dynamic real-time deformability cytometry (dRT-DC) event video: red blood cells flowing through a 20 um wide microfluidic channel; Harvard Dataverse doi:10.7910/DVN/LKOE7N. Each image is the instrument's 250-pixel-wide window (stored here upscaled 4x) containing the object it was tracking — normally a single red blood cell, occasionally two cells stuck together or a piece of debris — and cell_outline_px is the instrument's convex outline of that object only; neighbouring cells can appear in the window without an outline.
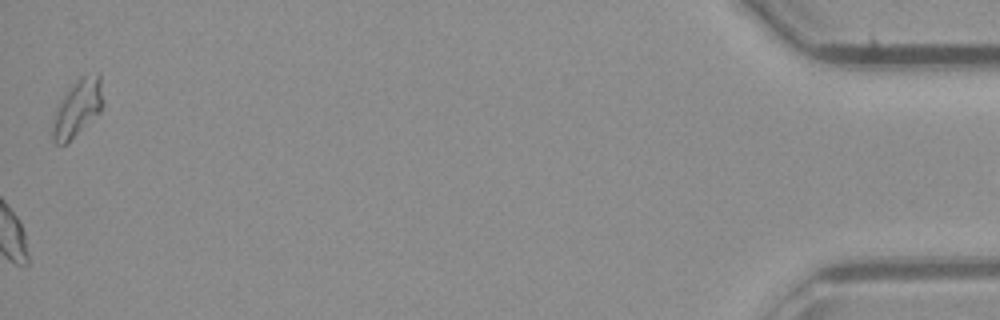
{"species": "common noctule bat (a hibernating species)", "species_latin": "Nyctalus noctula", "temperature_condition": "room temperature", "stored_images_in_passage": 44, "camera_frame_rate_fps": 3000, "um_per_image_px": 0.085, "animal": {"sex": "male", "body_mass_g": 23.1, "forearm_length_mm": 52.7}, "frame": {"image": 1, "passage_image": 44, "time_ms": 14.333, "image_size_px": [1000, 320], "cell_outline_px": [[104, 104], [100, 112], [64, 144], [56, 144], [52, 140], [52, 128], [56, 108], [68, 88], [84, 72], [100, 72], [104, 100]], "centroid_in_image_um": [6.62, 9.08], "position_along_channel_um": 428.6, "area_um2": 16.88}, "authors_computed_cell_mechanics": {"area_um2": 18.1203, "velocity_mm_per_s": 4.3566, "shape_relaxation_time_tau1_ms": 6.1368, "shape_relaxation_time_tau2_ms": 7.4578, "deformation_change_tau1": 0.1205, "deformation_change_tau2": 0.1221}}